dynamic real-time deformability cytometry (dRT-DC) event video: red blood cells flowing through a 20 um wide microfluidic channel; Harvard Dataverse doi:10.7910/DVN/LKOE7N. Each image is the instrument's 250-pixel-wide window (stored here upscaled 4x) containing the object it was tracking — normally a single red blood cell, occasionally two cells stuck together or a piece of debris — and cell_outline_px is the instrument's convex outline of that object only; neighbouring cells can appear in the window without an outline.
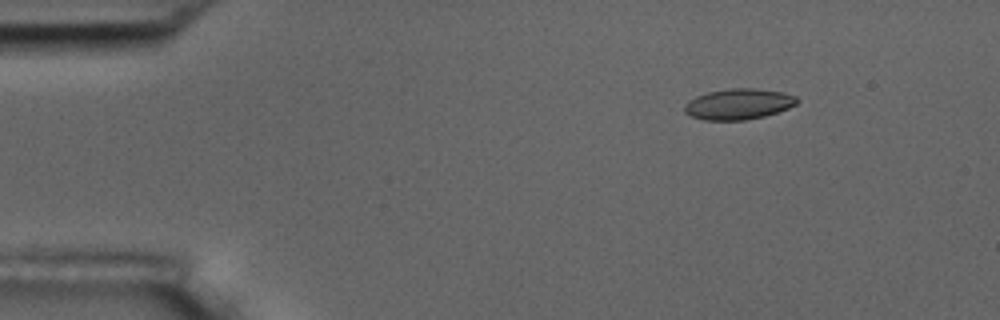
{"species": "common noctule bat (a hibernating species)", "species_latin": "Nyctalus noctula", "temperature_condition": "room temperature", "stored_images_in_passage": 50, "camera_frame_rate_fps": 3000, "um_per_image_px": 0.085, "animal": {"sex": "male", "body_mass_g": 17.5, "forearm_length_mm": 52.3}, "frame": {"image": 1, "passage_image": 1, "time_ms": 0.0, "image_size_px": [1000, 320], "cell_outline_px": [[800, 100], [796, 104], [788, 108], [764, 116], [744, 120], [704, 120], [692, 116], [684, 112], [684, 104], [688, 100], [696, 96], [708, 92], [728, 88], [756, 88], [780, 92], [796, 96]], "centroid_in_image_um": [62.75, 8.84], "position_along_channel_um": 22.2, "area_um2": 20.17}}
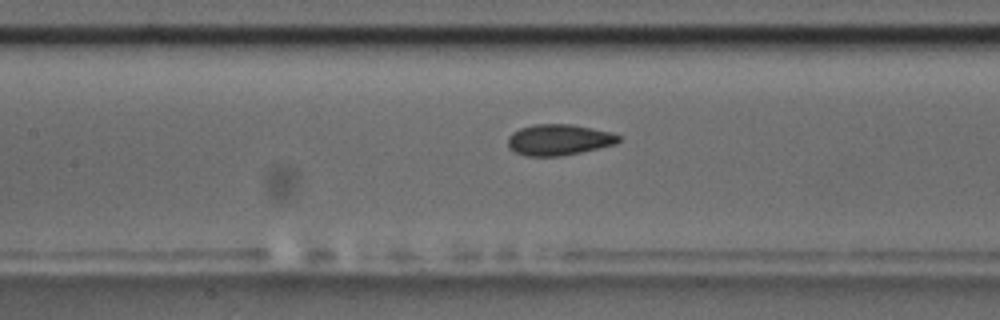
{"frame": {"image": 2, "passage_image": 19, "time_ms": 6.0, "image_size_px": [1000, 320], "cell_outline_px": [[620, 140], [616, 144], [600, 148], [560, 156], [524, 156], [508, 148], [508, 136], [512, 132], [520, 128], [532, 124], [572, 124], [612, 132], [620, 136]], "centroid_in_image_um": [47.49, 11.87], "position_along_channel_um": 159.9, "area_um2": 20.17}}
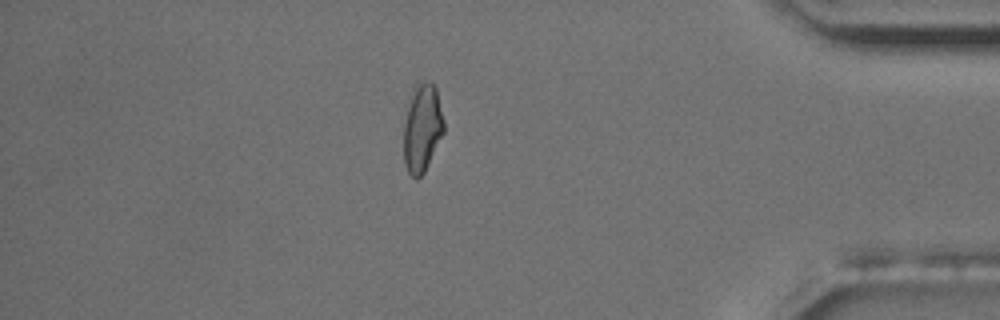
{"frame": {"image": 3, "passage_image": 42, "time_ms": 13.667, "image_size_px": [1000, 320], "cell_outline_px": [[444, 132], [424, 172], [416, 180], [408, 172], [404, 164], [404, 124], [412, 88], [416, 84], [432, 84], [436, 88], [444, 120]], "centroid_in_image_um": [35.88, 10.92], "position_along_channel_um": 399.3, "area_um2": 20.35}, "authors_computed_cell_mechanics": {"area_um2": 20.1144, "velocity_mm_per_s": 3.5931, "shape_relaxation_time_tau1_ms": null, "shape_relaxation_time_tau2_ms": 1.626, "deformation_change_tau1": null, "deformation_change_tau2": 0.0586}}